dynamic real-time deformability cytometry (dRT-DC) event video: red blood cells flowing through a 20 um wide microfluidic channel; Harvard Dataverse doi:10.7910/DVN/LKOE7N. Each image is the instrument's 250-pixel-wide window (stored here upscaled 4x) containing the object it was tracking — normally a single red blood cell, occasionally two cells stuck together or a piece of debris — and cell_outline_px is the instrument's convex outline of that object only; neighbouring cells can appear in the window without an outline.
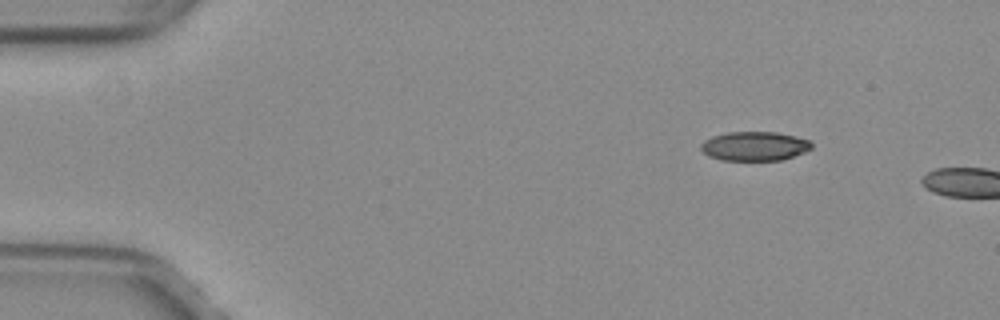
{"species": "common noctule bat (a hibernating species)", "species_latin": "Nyctalus noctula", "temperature_condition": "warm", "stored_images_in_passage": 4, "camera_frame_rate_fps": 3000, "um_per_image_px": 0.085, "animal": {"sex": "female", "body_mass_g": 29.2, "forearm_length_mm": 56.3}, "frame": {"image": 1, "passage_image": 1, "time_ms": 0.0, "image_size_px": [1000, 320], "cell_outline_px": [[812, 148], [804, 152], [780, 160], [720, 160], [708, 156], [700, 148], [700, 144], [704, 140], [712, 136], [728, 132], [776, 132], [808, 140], [812, 144]], "centroid_in_image_um": [64.08, 12.42], "position_along_channel_um": 20.9, "area_um2": 18.67}}